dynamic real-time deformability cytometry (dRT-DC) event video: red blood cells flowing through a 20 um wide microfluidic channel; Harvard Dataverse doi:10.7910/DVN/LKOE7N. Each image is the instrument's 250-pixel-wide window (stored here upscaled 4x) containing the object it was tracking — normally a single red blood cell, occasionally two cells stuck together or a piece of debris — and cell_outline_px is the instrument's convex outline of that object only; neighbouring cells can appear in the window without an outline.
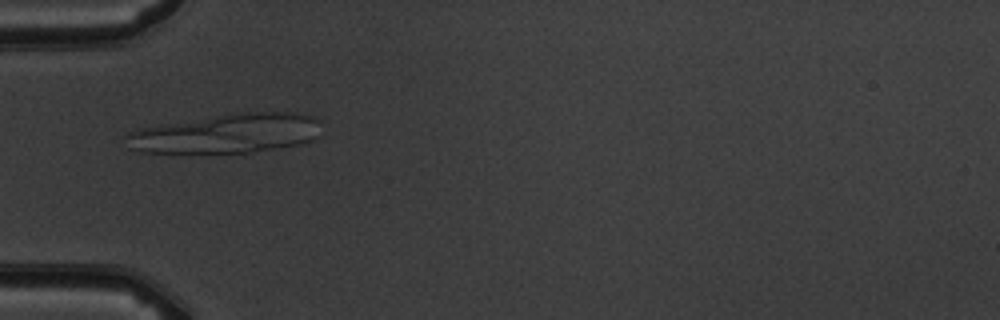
{"species": "common noctule bat (a hibernating species)", "species_latin": "Nyctalus noctula", "temperature_condition": "warm", "stored_images_in_passage": 6, "camera_frame_rate_fps": 3000, "um_per_image_px": 0.085, "animal": {"sex": "male", "body_mass_g": 19.5, "forearm_length_mm": 54.6}, "frame": {"image": 1, "passage_image": 6, "time_ms": 5.667, "image_size_px": [1000, 320], "cell_outline_px": [[316, 136], [312, 140], [300, 144], [252, 152], [144, 152], [128, 148], [124, 136], [128, 132], [136, 128], [248, 112], [292, 112], [308, 116], [316, 120]], "centroid_in_image_um": [19.18, 11.36], "position_along_channel_um": 65.8, "area_um2": 43.58}}